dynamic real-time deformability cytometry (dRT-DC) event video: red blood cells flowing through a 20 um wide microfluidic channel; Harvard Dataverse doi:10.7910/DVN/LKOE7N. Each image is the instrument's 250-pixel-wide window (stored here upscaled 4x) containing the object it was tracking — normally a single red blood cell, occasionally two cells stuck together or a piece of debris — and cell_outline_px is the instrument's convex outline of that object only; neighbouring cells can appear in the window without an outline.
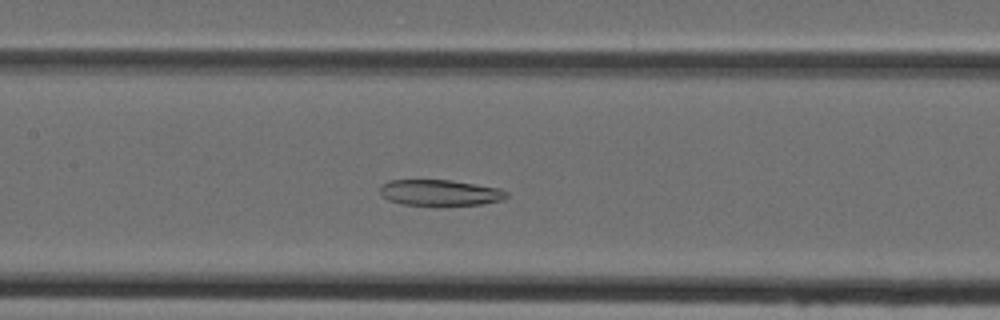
{"species": "Egyptian fruit bat (a non-hibernating species)", "species_latin": "Rousettus aegyptiacus", "temperature_condition": "cold", "stored_images_in_passage": 36, "camera_frame_rate_fps": 3000, "um_per_image_px": 0.085, "animal": {"sex": "female"}, "frame": {"image": 1, "passage_image": 10, "time_ms": 3.0, "image_size_px": [1000, 320], "cell_outline_px": [[508, 196], [500, 200], [480, 204], [440, 208], [400, 204], [388, 200], [380, 192], [380, 184], [388, 180], [452, 180], [500, 188], [508, 192]], "centroid_in_image_um": [37.37, 16.41], "position_along_channel_um": 170.0, "area_um2": 20.0}}
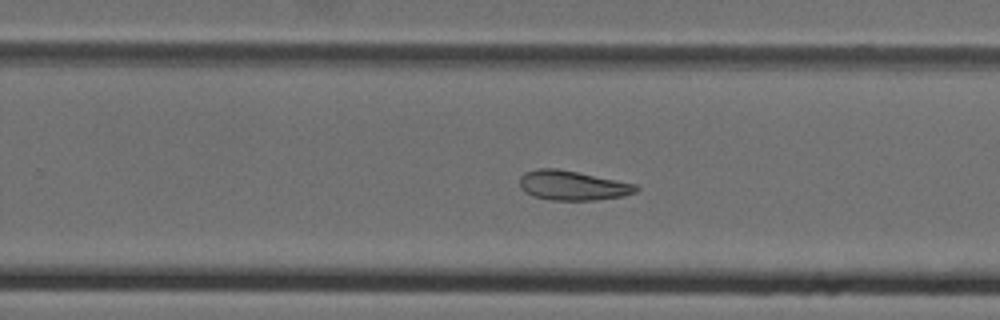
{"frame": {"image": 2, "passage_image": 18, "time_ms": 5.667, "image_size_px": [1000, 320], "cell_outline_px": [[640, 188], [636, 192], [624, 196], [596, 200], [552, 200], [532, 196], [524, 192], [520, 188], [520, 176], [524, 172], [540, 168], [556, 168], [636, 184]], "centroid_in_image_um": [48.65, 15.77], "position_along_channel_um": 281.2, "area_um2": 20.06}}
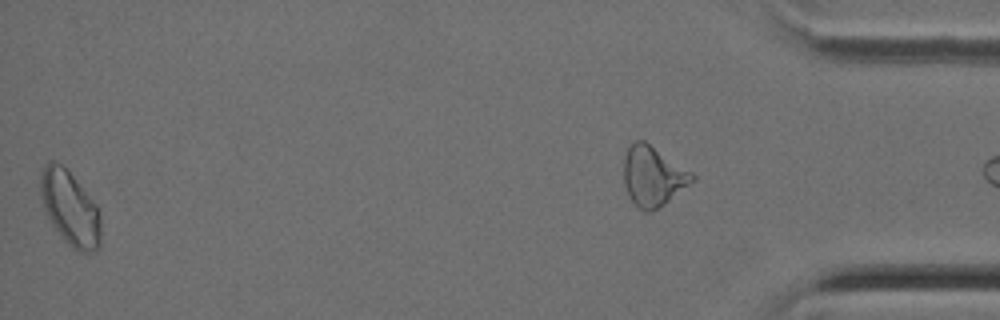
{"frame": {"image": 3, "passage_image": 35, "time_ms": 11.333, "image_size_px": [1000, 320], "cell_outline_px": [[100, 248], [92, 252], [80, 252], [72, 248], [64, 240], [52, 224], [48, 216], [40, 196], [40, 176], [48, 160], [52, 160], [60, 164], [72, 176], [100, 208]], "centroid_in_image_um": [5.97, 17.72], "position_along_channel_um": 429.2, "area_um2": 25.95}}